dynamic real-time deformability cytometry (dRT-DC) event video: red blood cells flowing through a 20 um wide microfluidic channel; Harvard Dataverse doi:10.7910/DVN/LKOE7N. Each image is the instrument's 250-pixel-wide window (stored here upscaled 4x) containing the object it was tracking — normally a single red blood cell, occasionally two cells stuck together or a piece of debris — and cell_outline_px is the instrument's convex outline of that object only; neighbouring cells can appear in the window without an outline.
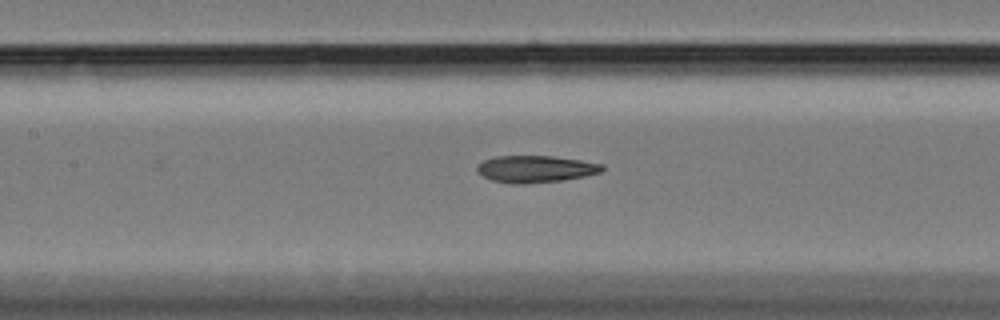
{"species": "Egyptian fruit bat (a non-hibernating species)", "species_latin": "Rousettus aegyptiacus", "temperature_condition": "cold", "stored_images_in_passage": 22, "camera_frame_rate_fps": 3000, "um_per_image_px": 0.085, "animal": {"sex": "female"}, "frame": {"image": 1, "passage_image": 9, "time_ms": 2.667, "image_size_px": [1000, 320], "cell_outline_px": [[604, 168], [600, 172], [584, 176], [564, 180], [524, 184], [512, 184], [492, 180], [476, 172], [476, 164], [484, 160], [496, 156], [552, 156], [580, 160], [604, 164]], "centroid_in_image_um": [45.49, 14.36], "position_along_channel_um": 161.9, "area_um2": 19.71}}
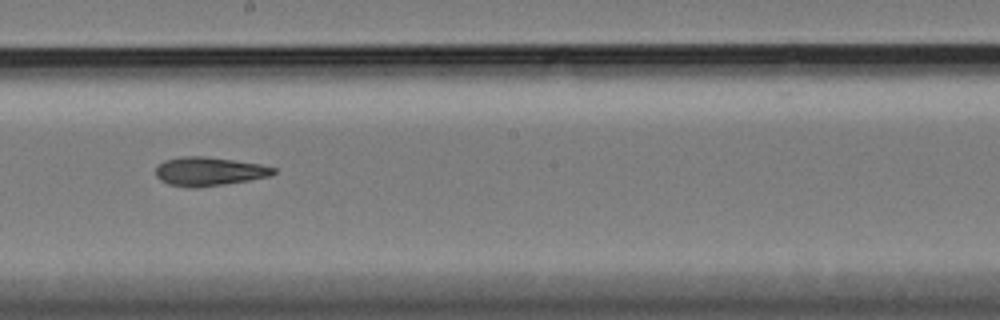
{"frame": {"image": 2, "passage_image": 15, "time_ms": 4.667, "image_size_px": [1000, 320], "cell_outline_px": [[276, 172], [268, 176], [248, 180], [224, 184], [196, 188], [188, 188], [168, 184], [160, 180], [156, 176], [156, 168], [164, 160], [184, 156], [204, 156], [260, 164], [276, 168]], "centroid_in_image_um": [17.73, 14.57], "position_along_channel_um": 230.5, "area_um2": 19.59}}
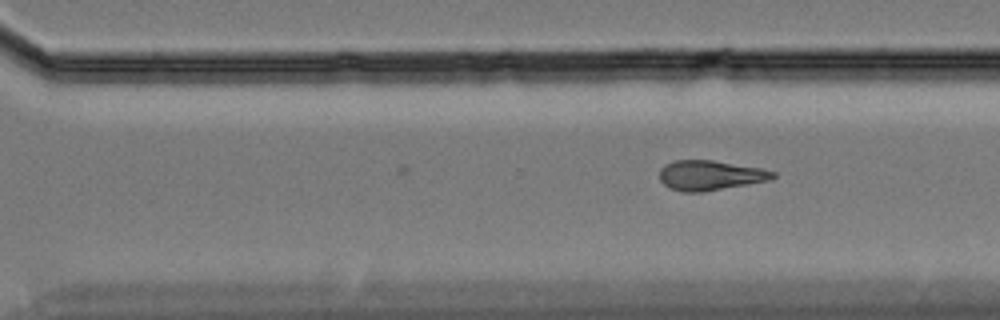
{"frame": {"image": 3, "passage_image": 22, "time_ms": 7.0, "image_size_px": [1000, 320], "cell_outline_px": [[776, 176], [768, 180], [748, 184], [704, 192], [680, 192], [664, 184], [660, 180], [660, 168], [664, 164], [672, 160], [712, 160], [760, 168], [776, 172]], "centroid_in_image_um": [60.33, 14.9], "position_along_channel_um": 310.3, "area_um2": 19.71}}